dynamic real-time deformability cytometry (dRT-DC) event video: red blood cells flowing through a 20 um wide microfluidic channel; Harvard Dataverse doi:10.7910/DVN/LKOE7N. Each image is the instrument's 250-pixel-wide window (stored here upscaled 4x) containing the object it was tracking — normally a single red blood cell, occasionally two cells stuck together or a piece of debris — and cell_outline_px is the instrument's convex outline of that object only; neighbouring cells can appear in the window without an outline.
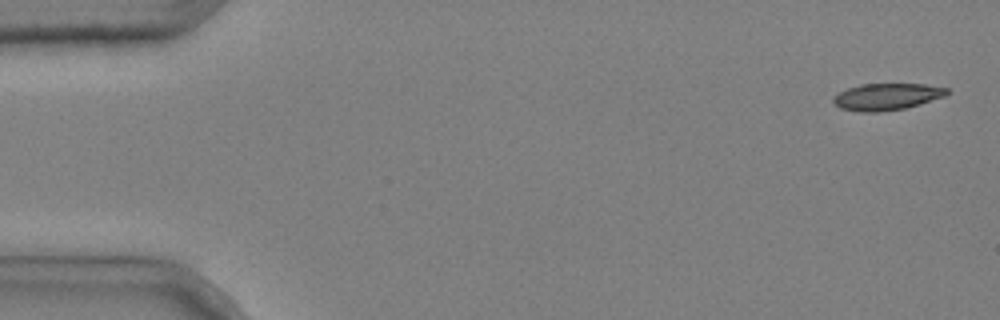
{"species": "common noctule bat (a hibernating species)", "species_latin": "Nyctalus noctula", "temperature_condition": "cold", "stored_images_in_passage": 5, "camera_frame_rate_fps": 3000, "um_per_image_px": 0.085, "animal": {"sex": "male", "body_mass_g": 20.4}, "frame": {"image": 1, "passage_image": 1, "time_ms": 0.0, "image_size_px": [1000, 320], "cell_outline_px": [[948, 92], [944, 96], [920, 104], [904, 108], [880, 112], [860, 112], [840, 108], [832, 100], [832, 96], [848, 88], [860, 84], [924, 84], [948, 88]], "centroid_in_image_um": [75.35, 8.22], "position_along_channel_um": 9.7, "area_um2": 17.63}}
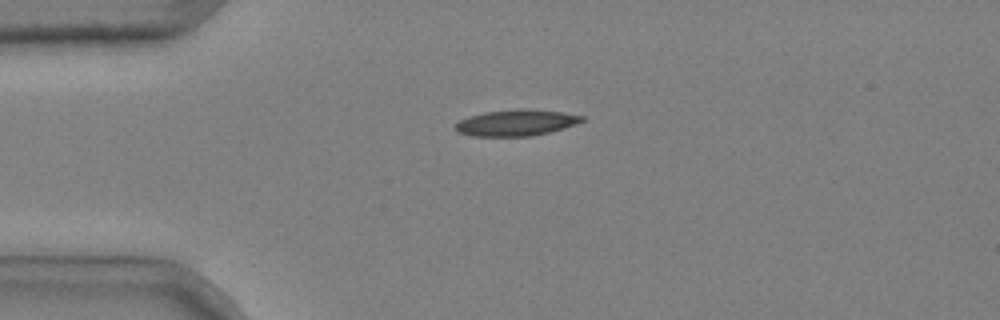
{"frame": {"image": 2, "passage_image": 4, "time_ms": 1.0, "image_size_px": [1000, 320], "cell_outline_px": [[584, 120], [548, 132], [532, 136], [472, 136], [456, 132], [456, 124], [460, 120], [468, 116], [484, 112], [520, 108], [528, 108], [564, 112], [584, 116]], "centroid_in_image_um": [43.83, 10.42], "position_along_channel_um": 41.2, "area_um2": 19.25}}